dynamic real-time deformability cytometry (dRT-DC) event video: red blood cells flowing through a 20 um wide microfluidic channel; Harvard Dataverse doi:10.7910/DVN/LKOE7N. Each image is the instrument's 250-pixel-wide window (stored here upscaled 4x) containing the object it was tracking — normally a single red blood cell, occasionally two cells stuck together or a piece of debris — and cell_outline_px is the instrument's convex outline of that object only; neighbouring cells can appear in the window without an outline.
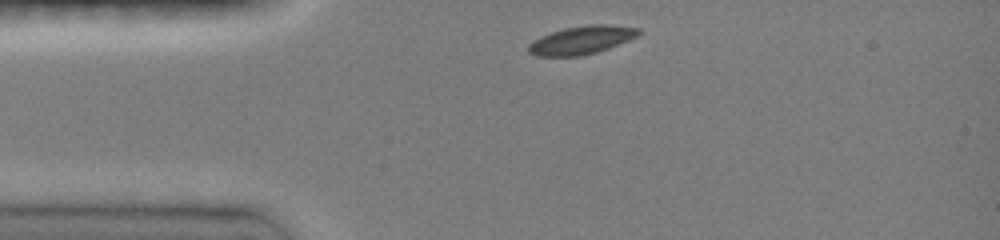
{"species": "common noctule bat (a hibernating species)", "species_latin": "Nyctalus noctula", "temperature_condition": "room temperature", "stored_images_in_passage": 36, "camera_frame_rate_fps": 3000, "um_per_image_px": 0.085, "animal": {"sex": "female", "body_mass_g": 19.0, "forearm_length_mm": 51.5}, "frame": {"image": 1, "passage_image": 1, "time_ms": 0.0, "image_size_px": [1000, 240], "cell_outline_px": [[644, 32], [628, 40], [608, 48], [596, 52], [580, 56], [536, 56], [528, 52], [528, 44], [532, 40], [540, 36], [564, 28], [588, 24], [604, 24], [640, 28]], "centroid_in_image_um": [49.41, 3.4], "position_along_channel_um": 35.6, "area_um2": 18.15}}
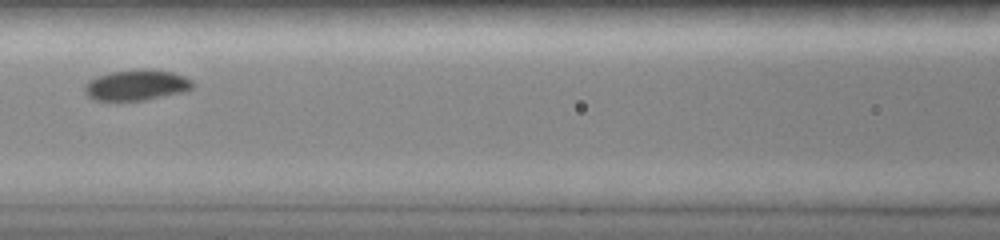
{"frame": {"image": 2, "passage_image": 10, "time_ms": 3.667, "image_size_px": [1000, 240], "cell_outline_px": [[196, 84], [192, 88], [184, 92], [144, 100], [96, 100], [88, 96], [84, 92], [84, 84], [88, 80], [96, 76], [112, 72], [140, 68], [172, 72], [184, 76], [192, 80]], "centroid_in_image_um": [11.61, 7.22], "position_along_channel_um": 155.0, "area_um2": 19.42}}
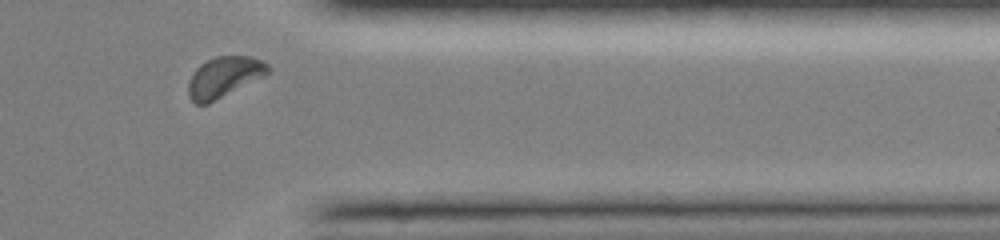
{"frame": {"image": 3, "passage_image": 34, "time_ms": 9.667, "image_size_px": [1000, 240], "cell_outline_px": [[272, 68], [264, 76], [208, 104], [196, 104], [188, 96], [188, 80], [196, 68], [200, 64], [216, 56], [252, 56], [268, 64]], "centroid_in_image_um": [19.03, 6.54], "position_along_channel_um": 392.4, "area_um2": 18.84}, "authors_computed_cell_mechanics": {"area_um2": 18.7561, "velocity_mm_per_s": 3.9843, "shape_relaxation_time_tau1_ms": 1.5168, "shape_relaxation_time_tau2_ms": null, "deformation_change_tau1": 0.076, "deformation_change_tau2": null}}